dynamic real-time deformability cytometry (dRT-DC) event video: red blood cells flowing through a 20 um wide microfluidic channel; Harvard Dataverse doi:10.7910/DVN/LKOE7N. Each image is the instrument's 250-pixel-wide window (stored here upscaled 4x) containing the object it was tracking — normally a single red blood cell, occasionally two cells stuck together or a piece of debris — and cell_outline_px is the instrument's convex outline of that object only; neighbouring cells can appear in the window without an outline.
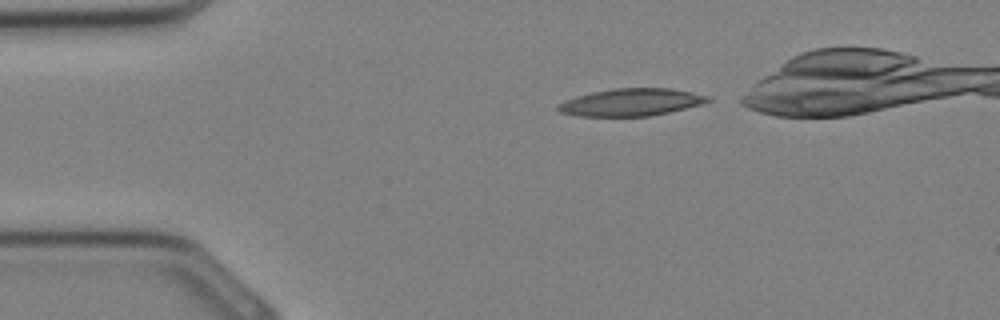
{"species": "Egyptian fruit bat (a non-hibernating species)", "species_latin": "Rousettus aegyptiacus", "temperature_condition": "cold", "stored_images_in_passage": 24, "camera_frame_rate_fps": 3000, "um_per_image_px": 0.085, "animal": {"sex": "female"}, "frame": {"image": 1, "passage_image": 1, "time_ms": 0.0, "image_size_px": [1000, 320], "cell_outline_px": [[712, 100], [700, 104], [652, 116], [576, 116], [560, 112], [556, 108], [556, 104], [564, 100], [576, 96], [592, 92], [616, 88], [668, 88], [692, 92], [712, 96]], "centroid_in_image_um": [53.62, 8.69], "position_along_channel_um": 31.4, "area_um2": 23.93}}
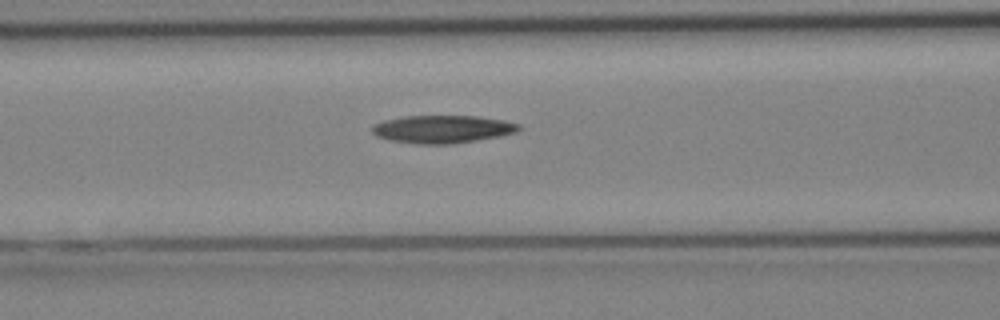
{"frame": {"image": 2, "passage_image": 8, "time_ms": 2.333, "image_size_px": [1000, 320], "cell_outline_px": [[520, 128], [516, 132], [476, 140], [452, 144], [416, 144], [388, 140], [376, 136], [372, 132], [372, 124], [384, 120], [404, 116], [476, 116], [504, 120], [520, 124]], "centroid_in_image_um": [37.55, 10.98], "position_along_channel_um": 129.0, "area_um2": 23.76}}
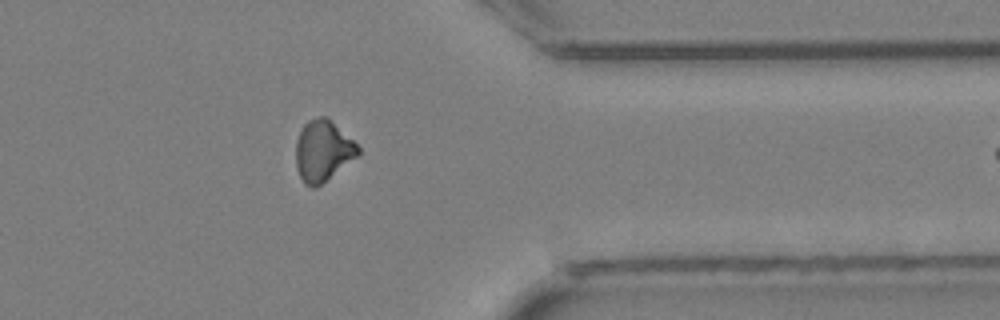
{"frame": {"image": 3, "passage_image": 21, "time_ms": 6.667, "image_size_px": [1000, 320], "cell_outline_px": [[360, 156], [316, 188], [312, 188], [304, 184], [300, 176], [296, 164], [296, 140], [304, 124], [308, 120], [320, 116], [324, 116], [352, 140], [360, 148]], "centroid_in_image_um": [27.45, 12.87], "position_along_channel_um": 384.0, "area_um2": 22.02}}